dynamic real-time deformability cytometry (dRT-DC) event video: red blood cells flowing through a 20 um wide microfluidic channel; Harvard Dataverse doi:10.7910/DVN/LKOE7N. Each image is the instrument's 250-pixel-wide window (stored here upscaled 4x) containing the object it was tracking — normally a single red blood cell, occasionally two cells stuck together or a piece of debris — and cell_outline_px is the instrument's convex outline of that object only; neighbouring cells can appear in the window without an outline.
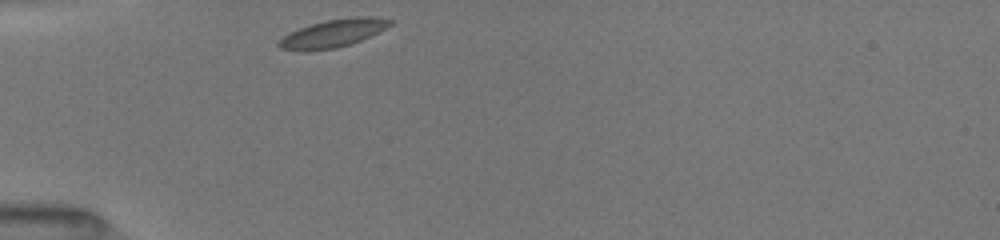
{"species": "common noctule bat (a hibernating species)", "species_latin": "Nyctalus noctula", "temperature_condition": "room temperature", "stored_images_in_passage": 18, "camera_frame_rate_fps": 3000, "um_per_image_px": 0.085, "animal": {"sex": "female", "body_mass_g": 19.5, "forearm_length_mm": 54.1}, "frame": {"image": 1, "passage_image": 1, "time_ms": 0.0, "image_size_px": [1000, 240], "cell_outline_px": [[392, 24], [360, 40], [336, 48], [304, 52], [300, 52], [280, 48], [276, 44], [284, 36], [300, 28], [324, 20], [356, 16], [380, 16], [392, 20]], "centroid_in_image_um": [28.29, 2.83], "position_along_channel_um": 56.7, "area_um2": 17.98}}
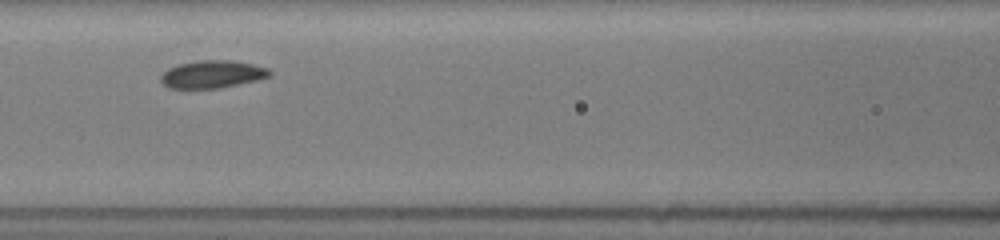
{"frame": {"image": 2, "passage_image": 7, "time_ms": 2.667, "image_size_px": [1000, 240], "cell_outline_px": [[272, 72], [268, 76], [256, 80], [220, 88], [168, 88], [160, 80], [160, 76], [168, 68], [180, 64], [200, 60], [232, 60], [252, 64], [268, 68]], "centroid_in_image_um": [18.03, 6.31], "position_along_channel_um": 148.6, "area_um2": 17.34}}
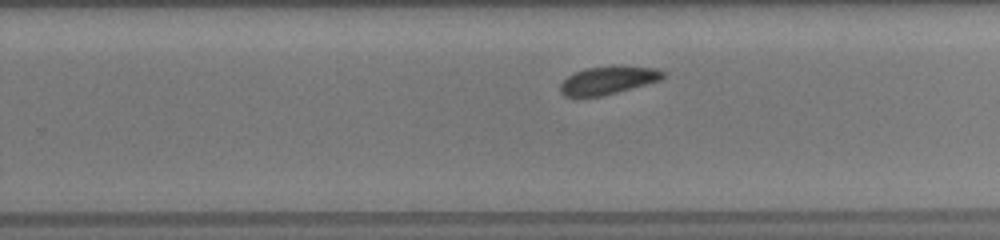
{"frame": {"image": 3, "passage_image": 15, "time_ms": 6.0, "image_size_px": [1000, 240], "cell_outline_px": [[664, 76], [660, 80], [616, 92], [600, 96], [564, 96], [560, 92], [560, 84], [568, 76], [584, 68], [612, 64], [620, 64], [656, 68], [664, 72]], "centroid_in_image_um": [51.69, 6.78], "position_along_channel_um": 278.1, "area_um2": 16.94}}